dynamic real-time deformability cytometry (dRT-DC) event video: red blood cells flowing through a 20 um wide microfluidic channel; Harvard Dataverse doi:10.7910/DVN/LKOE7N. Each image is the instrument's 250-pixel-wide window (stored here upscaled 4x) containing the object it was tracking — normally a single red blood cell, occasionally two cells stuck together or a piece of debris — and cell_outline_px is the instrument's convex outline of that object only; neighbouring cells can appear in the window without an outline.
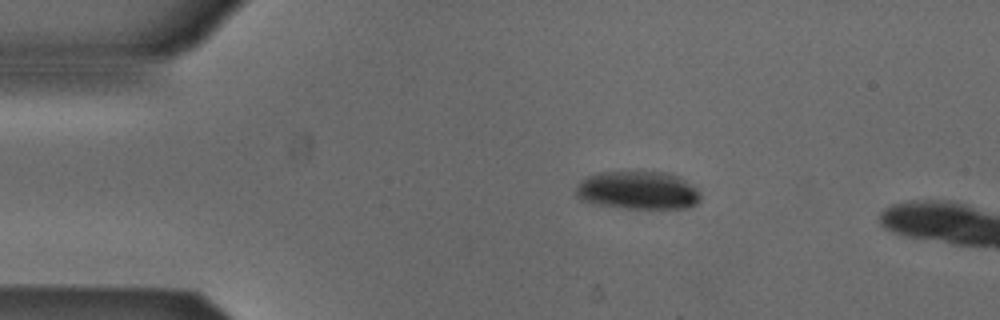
{"species": "Egyptian fruit bat (a non-hibernating species)", "species_latin": "Rousettus aegyptiacus", "temperature_condition": "cold", "stored_images_in_passage": 12, "camera_frame_rate_fps": 3000, "um_per_image_px": 0.085, "animal": {"sex": "male"}, "frame": {"image": 1, "passage_image": 9, "time_ms": 2.667, "image_size_px": [1000, 320], "cell_outline_px": [[700, 200], [696, 204], [684, 208], [624, 208], [592, 204], [576, 196], [576, 184], [580, 180], [588, 176], [600, 172], [668, 172], [680, 176], [696, 184], [700, 192]], "centroid_in_image_um": [54.26, 16.17], "position_along_channel_um": 30.7, "area_um2": 28.15}}